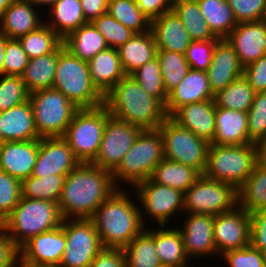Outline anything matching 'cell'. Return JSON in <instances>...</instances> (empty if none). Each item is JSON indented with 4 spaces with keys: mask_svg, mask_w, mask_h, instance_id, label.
I'll return each mask as SVG.
<instances>
[{
    "mask_svg": "<svg viewBox=\"0 0 266 267\" xmlns=\"http://www.w3.org/2000/svg\"><path fill=\"white\" fill-rule=\"evenodd\" d=\"M118 187L112 172L92 163H80L67 174L58 207L63 219L91 218Z\"/></svg>",
    "mask_w": 266,
    "mask_h": 267,
    "instance_id": "cell-1",
    "label": "cell"
},
{
    "mask_svg": "<svg viewBox=\"0 0 266 267\" xmlns=\"http://www.w3.org/2000/svg\"><path fill=\"white\" fill-rule=\"evenodd\" d=\"M126 191L125 188H118L90 218L104 248L123 249L147 228L141 219L138 200H134L135 192H131L135 195L132 200V195Z\"/></svg>",
    "mask_w": 266,
    "mask_h": 267,
    "instance_id": "cell-2",
    "label": "cell"
},
{
    "mask_svg": "<svg viewBox=\"0 0 266 267\" xmlns=\"http://www.w3.org/2000/svg\"><path fill=\"white\" fill-rule=\"evenodd\" d=\"M110 115L140 127L155 130L167 118L164 105L146 92L132 75H125L105 96Z\"/></svg>",
    "mask_w": 266,
    "mask_h": 267,
    "instance_id": "cell-3",
    "label": "cell"
},
{
    "mask_svg": "<svg viewBox=\"0 0 266 267\" xmlns=\"http://www.w3.org/2000/svg\"><path fill=\"white\" fill-rule=\"evenodd\" d=\"M62 221L57 202L21 197L1 228L20 248L32 237L61 226Z\"/></svg>",
    "mask_w": 266,
    "mask_h": 267,
    "instance_id": "cell-4",
    "label": "cell"
},
{
    "mask_svg": "<svg viewBox=\"0 0 266 267\" xmlns=\"http://www.w3.org/2000/svg\"><path fill=\"white\" fill-rule=\"evenodd\" d=\"M53 88L63 93L79 109L104 104V96L92 82L88 62L72 55L63 43L59 46Z\"/></svg>",
    "mask_w": 266,
    "mask_h": 267,
    "instance_id": "cell-5",
    "label": "cell"
},
{
    "mask_svg": "<svg viewBox=\"0 0 266 267\" xmlns=\"http://www.w3.org/2000/svg\"><path fill=\"white\" fill-rule=\"evenodd\" d=\"M163 159V140L159 129L142 130L131 149L112 172L115 185L120 188L122 184L125 188L126 183L133 188L139 182L150 178L154 168Z\"/></svg>",
    "mask_w": 266,
    "mask_h": 267,
    "instance_id": "cell-6",
    "label": "cell"
},
{
    "mask_svg": "<svg viewBox=\"0 0 266 267\" xmlns=\"http://www.w3.org/2000/svg\"><path fill=\"white\" fill-rule=\"evenodd\" d=\"M257 165L256 144L215 145L207 151L203 176L233 185L238 189Z\"/></svg>",
    "mask_w": 266,
    "mask_h": 267,
    "instance_id": "cell-7",
    "label": "cell"
},
{
    "mask_svg": "<svg viewBox=\"0 0 266 267\" xmlns=\"http://www.w3.org/2000/svg\"><path fill=\"white\" fill-rule=\"evenodd\" d=\"M110 112L103 104L78 109L62 138L80 163H92L97 157L104 127Z\"/></svg>",
    "mask_w": 266,
    "mask_h": 267,
    "instance_id": "cell-8",
    "label": "cell"
},
{
    "mask_svg": "<svg viewBox=\"0 0 266 267\" xmlns=\"http://www.w3.org/2000/svg\"><path fill=\"white\" fill-rule=\"evenodd\" d=\"M38 135L62 137L79 109L63 93L55 88L29 93Z\"/></svg>",
    "mask_w": 266,
    "mask_h": 267,
    "instance_id": "cell-9",
    "label": "cell"
},
{
    "mask_svg": "<svg viewBox=\"0 0 266 267\" xmlns=\"http://www.w3.org/2000/svg\"><path fill=\"white\" fill-rule=\"evenodd\" d=\"M158 129L163 140L164 158L192 167L202 175L210 143L179 126L170 117Z\"/></svg>",
    "mask_w": 266,
    "mask_h": 267,
    "instance_id": "cell-10",
    "label": "cell"
},
{
    "mask_svg": "<svg viewBox=\"0 0 266 267\" xmlns=\"http://www.w3.org/2000/svg\"><path fill=\"white\" fill-rule=\"evenodd\" d=\"M132 190L141 204V219L145 226L148 225L147 220L151 219L155 220L152 224L157 222L158 225H166L171 223V218L175 219L174 215H180L178 211H181V215L184 213V192L178 189L157 184L148 178L139 182Z\"/></svg>",
    "mask_w": 266,
    "mask_h": 267,
    "instance_id": "cell-11",
    "label": "cell"
},
{
    "mask_svg": "<svg viewBox=\"0 0 266 267\" xmlns=\"http://www.w3.org/2000/svg\"><path fill=\"white\" fill-rule=\"evenodd\" d=\"M238 205L237 189L225 182L201 175L184 193L185 214L219 215Z\"/></svg>",
    "mask_w": 266,
    "mask_h": 267,
    "instance_id": "cell-12",
    "label": "cell"
},
{
    "mask_svg": "<svg viewBox=\"0 0 266 267\" xmlns=\"http://www.w3.org/2000/svg\"><path fill=\"white\" fill-rule=\"evenodd\" d=\"M66 248L59 267H90L104 248L90 218L63 219Z\"/></svg>",
    "mask_w": 266,
    "mask_h": 267,
    "instance_id": "cell-13",
    "label": "cell"
},
{
    "mask_svg": "<svg viewBox=\"0 0 266 267\" xmlns=\"http://www.w3.org/2000/svg\"><path fill=\"white\" fill-rule=\"evenodd\" d=\"M141 131L140 127L110 115L104 127L97 157L92 164L113 172Z\"/></svg>",
    "mask_w": 266,
    "mask_h": 267,
    "instance_id": "cell-14",
    "label": "cell"
},
{
    "mask_svg": "<svg viewBox=\"0 0 266 267\" xmlns=\"http://www.w3.org/2000/svg\"><path fill=\"white\" fill-rule=\"evenodd\" d=\"M250 213L236 206L233 210L215 216L214 244L219 256L230 250L250 245Z\"/></svg>",
    "mask_w": 266,
    "mask_h": 267,
    "instance_id": "cell-15",
    "label": "cell"
},
{
    "mask_svg": "<svg viewBox=\"0 0 266 267\" xmlns=\"http://www.w3.org/2000/svg\"><path fill=\"white\" fill-rule=\"evenodd\" d=\"M183 223L178 225L183 238L185 253L189 259H207V256L217 257L214 244L213 224L215 216L207 214H186ZM181 224H184L182 227ZM217 255V256H216ZM202 256V257H201Z\"/></svg>",
    "mask_w": 266,
    "mask_h": 267,
    "instance_id": "cell-16",
    "label": "cell"
},
{
    "mask_svg": "<svg viewBox=\"0 0 266 267\" xmlns=\"http://www.w3.org/2000/svg\"><path fill=\"white\" fill-rule=\"evenodd\" d=\"M80 164L62 137L39 139V151L31 176L67 175Z\"/></svg>",
    "mask_w": 266,
    "mask_h": 267,
    "instance_id": "cell-17",
    "label": "cell"
},
{
    "mask_svg": "<svg viewBox=\"0 0 266 267\" xmlns=\"http://www.w3.org/2000/svg\"><path fill=\"white\" fill-rule=\"evenodd\" d=\"M66 248L61 226L32 237L19 248V257L36 266H59Z\"/></svg>",
    "mask_w": 266,
    "mask_h": 267,
    "instance_id": "cell-18",
    "label": "cell"
},
{
    "mask_svg": "<svg viewBox=\"0 0 266 267\" xmlns=\"http://www.w3.org/2000/svg\"><path fill=\"white\" fill-rule=\"evenodd\" d=\"M225 39L245 67L266 55V20L238 23Z\"/></svg>",
    "mask_w": 266,
    "mask_h": 267,
    "instance_id": "cell-19",
    "label": "cell"
},
{
    "mask_svg": "<svg viewBox=\"0 0 266 267\" xmlns=\"http://www.w3.org/2000/svg\"><path fill=\"white\" fill-rule=\"evenodd\" d=\"M243 66L234 48L226 39H219L214 47L211 63L206 70L213 94L225 89L243 75Z\"/></svg>",
    "mask_w": 266,
    "mask_h": 267,
    "instance_id": "cell-20",
    "label": "cell"
},
{
    "mask_svg": "<svg viewBox=\"0 0 266 267\" xmlns=\"http://www.w3.org/2000/svg\"><path fill=\"white\" fill-rule=\"evenodd\" d=\"M39 151V139L0 142V170L22 181L32 175Z\"/></svg>",
    "mask_w": 266,
    "mask_h": 267,
    "instance_id": "cell-21",
    "label": "cell"
},
{
    "mask_svg": "<svg viewBox=\"0 0 266 267\" xmlns=\"http://www.w3.org/2000/svg\"><path fill=\"white\" fill-rule=\"evenodd\" d=\"M215 95L209 86L206 71L190 68L184 79L168 93L165 103L167 117H170L178 108L206 100H214Z\"/></svg>",
    "mask_w": 266,
    "mask_h": 267,
    "instance_id": "cell-22",
    "label": "cell"
},
{
    "mask_svg": "<svg viewBox=\"0 0 266 267\" xmlns=\"http://www.w3.org/2000/svg\"><path fill=\"white\" fill-rule=\"evenodd\" d=\"M215 100L191 103L178 108L170 118L179 126L211 143L215 135Z\"/></svg>",
    "mask_w": 266,
    "mask_h": 267,
    "instance_id": "cell-23",
    "label": "cell"
},
{
    "mask_svg": "<svg viewBox=\"0 0 266 267\" xmlns=\"http://www.w3.org/2000/svg\"><path fill=\"white\" fill-rule=\"evenodd\" d=\"M30 101L0 112V142L40 139Z\"/></svg>",
    "mask_w": 266,
    "mask_h": 267,
    "instance_id": "cell-24",
    "label": "cell"
},
{
    "mask_svg": "<svg viewBox=\"0 0 266 267\" xmlns=\"http://www.w3.org/2000/svg\"><path fill=\"white\" fill-rule=\"evenodd\" d=\"M30 2L14 0L0 17V33L9 39H18L45 23L36 9Z\"/></svg>",
    "mask_w": 266,
    "mask_h": 267,
    "instance_id": "cell-25",
    "label": "cell"
},
{
    "mask_svg": "<svg viewBox=\"0 0 266 267\" xmlns=\"http://www.w3.org/2000/svg\"><path fill=\"white\" fill-rule=\"evenodd\" d=\"M150 29L157 50L186 54L187 48L192 42L184 24L173 10L152 20Z\"/></svg>",
    "mask_w": 266,
    "mask_h": 267,
    "instance_id": "cell-26",
    "label": "cell"
},
{
    "mask_svg": "<svg viewBox=\"0 0 266 267\" xmlns=\"http://www.w3.org/2000/svg\"><path fill=\"white\" fill-rule=\"evenodd\" d=\"M210 144H252L248 136L247 112L216 107L215 135Z\"/></svg>",
    "mask_w": 266,
    "mask_h": 267,
    "instance_id": "cell-27",
    "label": "cell"
},
{
    "mask_svg": "<svg viewBox=\"0 0 266 267\" xmlns=\"http://www.w3.org/2000/svg\"><path fill=\"white\" fill-rule=\"evenodd\" d=\"M89 73L94 86L105 96L126 74L116 48H106L90 61Z\"/></svg>",
    "mask_w": 266,
    "mask_h": 267,
    "instance_id": "cell-28",
    "label": "cell"
},
{
    "mask_svg": "<svg viewBox=\"0 0 266 267\" xmlns=\"http://www.w3.org/2000/svg\"><path fill=\"white\" fill-rule=\"evenodd\" d=\"M167 226V228H166ZM169 226V228H168ZM160 227V228H158ZM154 227L155 251L163 267H190L191 260L185 253L181 232L176 226Z\"/></svg>",
    "mask_w": 266,
    "mask_h": 267,
    "instance_id": "cell-29",
    "label": "cell"
},
{
    "mask_svg": "<svg viewBox=\"0 0 266 267\" xmlns=\"http://www.w3.org/2000/svg\"><path fill=\"white\" fill-rule=\"evenodd\" d=\"M124 73L131 75L139 67L156 57V43L150 30L135 33L125 44L117 48Z\"/></svg>",
    "mask_w": 266,
    "mask_h": 267,
    "instance_id": "cell-30",
    "label": "cell"
},
{
    "mask_svg": "<svg viewBox=\"0 0 266 267\" xmlns=\"http://www.w3.org/2000/svg\"><path fill=\"white\" fill-rule=\"evenodd\" d=\"M45 23L62 39L68 34L88 23L84 17L80 0H58L48 9Z\"/></svg>",
    "mask_w": 266,
    "mask_h": 267,
    "instance_id": "cell-31",
    "label": "cell"
},
{
    "mask_svg": "<svg viewBox=\"0 0 266 267\" xmlns=\"http://www.w3.org/2000/svg\"><path fill=\"white\" fill-rule=\"evenodd\" d=\"M63 45L72 55L87 62L108 48L103 36L91 22L68 34L63 39Z\"/></svg>",
    "mask_w": 266,
    "mask_h": 267,
    "instance_id": "cell-32",
    "label": "cell"
},
{
    "mask_svg": "<svg viewBox=\"0 0 266 267\" xmlns=\"http://www.w3.org/2000/svg\"><path fill=\"white\" fill-rule=\"evenodd\" d=\"M59 47L52 53L30 59L21 76L29 93L53 88Z\"/></svg>",
    "mask_w": 266,
    "mask_h": 267,
    "instance_id": "cell-33",
    "label": "cell"
},
{
    "mask_svg": "<svg viewBox=\"0 0 266 267\" xmlns=\"http://www.w3.org/2000/svg\"><path fill=\"white\" fill-rule=\"evenodd\" d=\"M201 176L192 167L164 158L155 168L150 179L157 184L186 192Z\"/></svg>",
    "mask_w": 266,
    "mask_h": 267,
    "instance_id": "cell-34",
    "label": "cell"
},
{
    "mask_svg": "<svg viewBox=\"0 0 266 267\" xmlns=\"http://www.w3.org/2000/svg\"><path fill=\"white\" fill-rule=\"evenodd\" d=\"M192 41L219 40L210 30L197 0H174L173 9Z\"/></svg>",
    "mask_w": 266,
    "mask_h": 267,
    "instance_id": "cell-35",
    "label": "cell"
},
{
    "mask_svg": "<svg viewBox=\"0 0 266 267\" xmlns=\"http://www.w3.org/2000/svg\"><path fill=\"white\" fill-rule=\"evenodd\" d=\"M122 250L126 267H163L155 251L153 228H145Z\"/></svg>",
    "mask_w": 266,
    "mask_h": 267,
    "instance_id": "cell-36",
    "label": "cell"
},
{
    "mask_svg": "<svg viewBox=\"0 0 266 267\" xmlns=\"http://www.w3.org/2000/svg\"><path fill=\"white\" fill-rule=\"evenodd\" d=\"M197 2L212 33L219 39H225L237 25L227 0H197Z\"/></svg>",
    "mask_w": 266,
    "mask_h": 267,
    "instance_id": "cell-37",
    "label": "cell"
},
{
    "mask_svg": "<svg viewBox=\"0 0 266 267\" xmlns=\"http://www.w3.org/2000/svg\"><path fill=\"white\" fill-rule=\"evenodd\" d=\"M237 194L238 206L248 213L266 209V169L257 164Z\"/></svg>",
    "mask_w": 266,
    "mask_h": 267,
    "instance_id": "cell-38",
    "label": "cell"
},
{
    "mask_svg": "<svg viewBox=\"0 0 266 267\" xmlns=\"http://www.w3.org/2000/svg\"><path fill=\"white\" fill-rule=\"evenodd\" d=\"M67 175L30 176L21 181V197L57 202Z\"/></svg>",
    "mask_w": 266,
    "mask_h": 267,
    "instance_id": "cell-39",
    "label": "cell"
},
{
    "mask_svg": "<svg viewBox=\"0 0 266 267\" xmlns=\"http://www.w3.org/2000/svg\"><path fill=\"white\" fill-rule=\"evenodd\" d=\"M255 93L256 92L242 75L231 82L225 89L215 94L214 100L216 107L248 112Z\"/></svg>",
    "mask_w": 266,
    "mask_h": 267,
    "instance_id": "cell-40",
    "label": "cell"
},
{
    "mask_svg": "<svg viewBox=\"0 0 266 267\" xmlns=\"http://www.w3.org/2000/svg\"><path fill=\"white\" fill-rule=\"evenodd\" d=\"M29 60L54 52L63 39L46 23L17 39Z\"/></svg>",
    "mask_w": 266,
    "mask_h": 267,
    "instance_id": "cell-41",
    "label": "cell"
},
{
    "mask_svg": "<svg viewBox=\"0 0 266 267\" xmlns=\"http://www.w3.org/2000/svg\"><path fill=\"white\" fill-rule=\"evenodd\" d=\"M107 13L135 33L150 30L151 22L135 0H109Z\"/></svg>",
    "mask_w": 266,
    "mask_h": 267,
    "instance_id": "cell-42",
    "label": "cell"
},
{
    "mask_svg": "<svg viewBox=\"0 0 266 267\" xmlns=\"http://www.w3.org/2000/svg\"><path fill=\"white\" fill-rule=\"evenodd\" d=\"M156 57L160 63L162 80L167 94L184 79L190 70L185 54L168 50H157Z\"/></svg>",
    "mask_w": 266,
    "mask_h": 267,
    "instance_id": "cell-43",
    "label": "cell"
},
{
    "mask_svg": "<svg viewBox=\"0 0 266 267\" xmlns=\"http://www.w3.org/2000/svg\"><path fill=\"white\" fill-rule=\"evenodd\" d=\"M131 75L149 95L157 98L165 106L168 94L163 85L162 72L157 57L139 67Z\"/></svg>",
    "mask_w": 266,
    "mask_h": 267,
    "instance_id": "cell-44",
    "label": "cell"
},
{
    "mask_svg": "<svg viewBox=\"0 0 266 267\" xmlns=\"http://www.w3.org/2000/svg\"><path fill=\"white\" fill-rule=\"evenodd\" d=\"M103 36L105 43L110 48H118L130 40L135 32L122 25L108 13L101 15L91 22Z\"/></svg>",
    "mask_w": 266,
    "mask_h": 267,
    "instance_id": "cell-45",
    "label": "cell"
},
{
    "mask_svg": "<svg viewBox=\"0 0 266 267\" xmlns=\"http://www.w3.org/2000/svg\"><path fill=\"white\" fill-rule=\"evenodd\" d=\"M29 100V92L20 76H0V112Z\"/></svg>",
    "mask_w": 266,
    "mask_h": 267,
    "instance_id": "cell-46",
    "label": "cell"
},
{
    "mask_svg": "<svg viewBox=\"0 0 266 267\" xmlns=\"http://www.w3.org/2000/svg\"><path fill=\"white\" fill-rule=\"evenodd\" d=\"M248 136L252 143L266 138V91L256 92L247 112Z\"/></svg>",
    "mask_w": 266,
    "mask_h": 267,
    "instance_id": "cell-47",
    "label": "cell"
},
{
    "mask_svg": "<svg viewBox=\"0 0 266 267\" xmlns=\"http://www.w3.org/2000/svg\"><path fill=\"white\" fill-rule=\"evenodd\" d=\"M21 198V181L0 170V224L12 213Z\"/></svg>",
    "mask_w": 266,
    "mask_h": 267,
    "instance_id": "cell-48",
    "label": "cell"
},
{
    "mask_svg": "<svg viewBox=\"0 0 266 267\" xmlns=\"http://www.w3.org/2000/svg\"><path fill=\"white\" fill-rule=\"evenodd\" d=\"M227 267H266V255L251 244L242 249L230 250L222 254Z\"/></svg>",
    "mask_w": 266,
    "mask_h": 267,
    "instance_id": "cell-49",
    "label": "cell"
},
{
    "mask_svg": "<svg viewBox=\"0 0 266 267\" xmlns=\"http://www.w3.org/2000/svg\"><path fill=\"white\" fill-rule=\"evenodd\" d=\"M238 23L264 20L266 0H227Z\"/></svg>",
    "mask_w": 266,
    "mask_h": 267,
    "instance_id": "cell-50",
    "label": "cell"
},
{
    "mask_svg": "<svg viewBox=\"0 0 266 267\" xmlns=\"http://www.w3.org/2000/svg\"><path fill=\"white\" fill-rule=\"evenodd\" d=\"M29 58L17 39H9L4 52V75L22 76Z\"/></svg>",
    "mask_w": 266,
    "mask_h": 267,
    "instance_id": "cell-51",
    "label": "cell"
},
{
    "mask_svg": "<svg viewBox=\"0 0 266 267\" xmlns=\"http://www.w3.org/2000/svg\"><path fill=\"white\" fill-rule=\"evenodd\" d=\"M218 40L192 41L186 51V60L193 70L206 71L211 63Z\"/></svg>",
    "mask_w": 266,
    "mask_h": 267,
    "instance_id": "cell-52",
    "label": "cell"
},
{
    "mask_svg": "<svg viewBox=\"0 0 266 267\" xmlns=\"http://www.w3.org/2000/svg\"><path fill=\"white\" fill-rule=\"evenodd\" d=\"M250 244L266 255V209L250 213Z\"/></svg>",
    "mask_w": 266,
    "mask_h": 267,
    "instance_id": "cell-53",
    "label": "cell"
},
{
    "mask_svg": "<svg viewBox=\"0 0 266 267\" xmlns=\"http://www.w3.org/2000/svg\"><path fill=\"white\" fill-rule=\"evenodd\" d=\"M243 76L255 92L266 91V55L245 66Z\"/></svg>",
    "mask_w": 266,
    "mask_h": 267,
    "instance_id": "cell-54",
    "label": "cell"
},
{
    "mask_svg": "<svg viewBox=\"0 0 266 267\" xmlns=\"http://www.w3.org/2000/svg\"><path fill=\"white\" fill-rule=\"evenodd\" d=\"M90 267H126L124 252L120 248H103Z\"/></svg>",
    "mask_w": 266,
    "mask_h": 267,
    "instance_id": "cell-55",
    "label": "cell"
},
{
    "mask_svg": "<svg viewBox=\"0 0 266 267\" xmlns=\"http://www.w3.org/2000/svg\"><path fill=\"white\" fill-rule=\"evenodd\" d=\"M142 13L150 20L162 16L173 9L174 0H135Z\"/></svg>",
    "mask_w": 266,
    "mask_h": 267,
    "instance_id": "cell-56",
    "label": "cell"
},
{
    "mask_svg": "<svg viewBox=\"0 0 266 267\" xmlns=\"http://www.w3.org/2000/svg\"><path fill=\"white\" fill-rule=\"evenodd\" d=\"M19 258V248L0 227V267H10Z\"/></svg>",
    "mask_w": 266,
    "mask_h": 267,
    "instance_id": "cell-57",
    "label": "cell"
},
{
    "mask_svg": "<svg viewBox=\"0 0 266 267\" xmlns=\"http://www.w3.org/2000/svg\"><path fill=\"white\" fill-rule=\"evenodd\" d=\"M80 2L87 22H92L107 13L109 0H80Z\"/></svg>",
    "mask_w": 266,
    "mask_h": 267,
    "instance_id": "cell-58",
    "label": "cell"
},
{
    "mask_svg": "<svg viewBox=\"0 0 266 267\" xmlns=\"http://www.w3.org/2000/svg\"><path fill=\"white\" fill-rule=\"evenodd\" d=\"M257 164L266 169V138L259 140L256 143Z\"/></svg>",
    "mask_w": 266,
    "mask_h": 267,
    "instance_id": "cell-59",
    "label": "cell"
},
{
    "mask_svg": "<svg viewBox=\"0 0 266 267\" xmlns=\"http://www.w3.org/2000/svg\"><path fill=\"white\" fill-rule=\"evenodd\" d=\"M8 40L7 36L0 33V76L4 75V52Z\"/></svg>",
    "mask_w": 266,
    "mask_h": 267,
    "instance_id": "cell-60",
    "label": "cell"
},
{
    "mask_svg": "<svg viewBox=\"0 0 266 267\" xmlns=\"http://www.w3.org/2000/svg\"><path fill=\"white\" fill-rule=\"evenodd\" d=\"M24 1L30 2L33 6H36L37 9H39L42 6L44 7V9H46V7L51 8L58 0H24Z\"/></svg>",
    "mask_w": 266,
    "mask_h": 267,
    "instance_id": "cell-61",
    "label": "cell"
},
{
    "mask_svg": "<svg viewBox=\"0 0 266 267\" xmlns=\"http://www.w3.org/2000/svg\"><path fill=\"white\" fill-rule=\"evenodd\" d=\"M14 0H0V17Z\"/></svg>",
    "mask_w": 266,
    "mask_h": 267,
    "instance_id": "cell-62",
    "label": "cell"
},
{
    "mask_svg": "<svg viewBox=\"0 0 266 267\" xmlns=\"http://www.w3.org/2000/svg\"><path fill=\"white\" fill-rule=\"evenodd\" d=\"M14 267H36V265L30 264L22 260L20 257L14 262Z\"/></svg>",
    "mask_w": 266,
    "mask_h": 267,
    "instance_id": "cell-63",
    "label": "cell"
},
{
    "mask_svg": "<svg viewBox=\"0 0 266 267\" xmlns=\"http://www.w3.org/2000/svg\"><path fill=\"white\" fill-rule=\"evenodd\" d=\"M36 267H59V266H36Z\"/></svg>",
    "mask_w": 266,
    "mask_h": 267,
    "instance_id": "cell-64",
    "label": "cell"
}]
</instances>
